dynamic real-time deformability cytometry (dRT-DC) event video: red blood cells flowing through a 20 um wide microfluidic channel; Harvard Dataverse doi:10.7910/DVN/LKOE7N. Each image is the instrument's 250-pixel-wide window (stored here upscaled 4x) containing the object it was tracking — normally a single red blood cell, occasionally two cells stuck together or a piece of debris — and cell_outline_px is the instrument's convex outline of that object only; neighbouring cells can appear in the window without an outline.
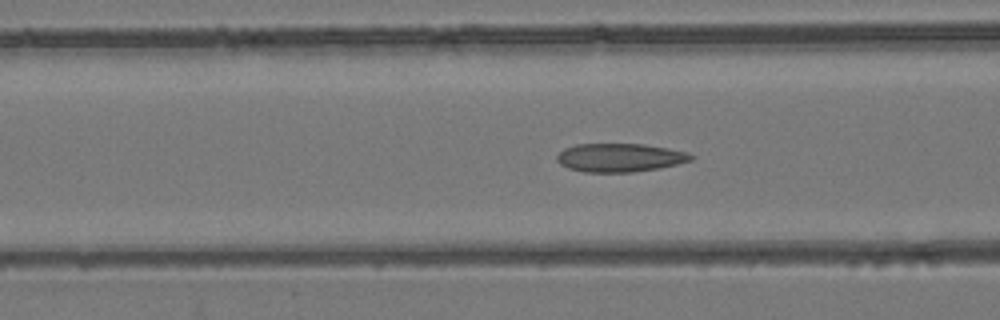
{"species": "common noctule bat (a hibernating species)", "species_latin": "Nyctalus noctula", "temperature_condition": "room temperature", "stored_images_in_passage": 48, "camera_frame_rate_fps": 3000, "um_per_image_px": 0.085, "animal": {"sex": "female", "body_mass_g": 24.6, "forearm_length_mm": 56.2}, "frame": {"image": 1, "passage_image": 16, "time_ms": 5.0, "image_size_px": [1000, 320], "cell_outline_px": [[696, 156], [692, 160], [660, 168], [632, 172], [584, 172], [568, 168], [560, 164], [556, 160], [556, 156], [564, 148], [576, 144], [644, 144], [668, 148], [688, 152]], "centroid_in_image_um": [52.69, 13.39], "position_along_channel_um": 113.9, "area_um2": 22.37}}
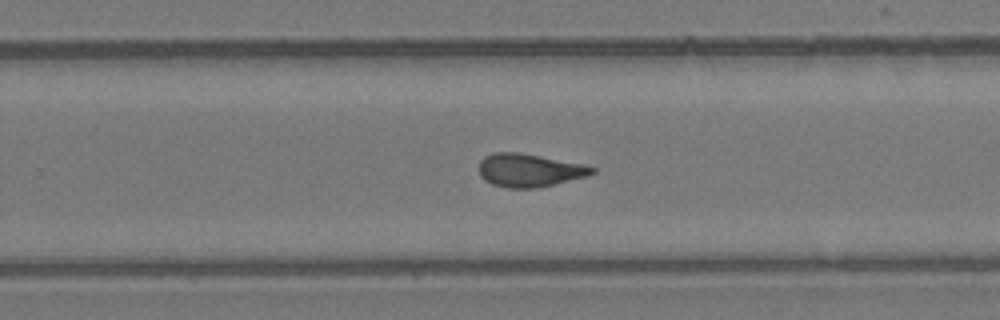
{"frame": {"image": 2, "passage_image": 29, "time_ms": 9.333, "image_size_px": [1000, 320], "cell_outline_px": [[596, 172], [588, 176], [540, 188], [508, 188], [492, 184], [484, 180], [480, 176], [480, 160], [484, 156], [492, 152], [520, 152], [584, 164], [596, 168]], "centroid_in_image_um": [45.01, 14.47], "position_along_channel_um": 284.8, "area_um2": 22.14}}
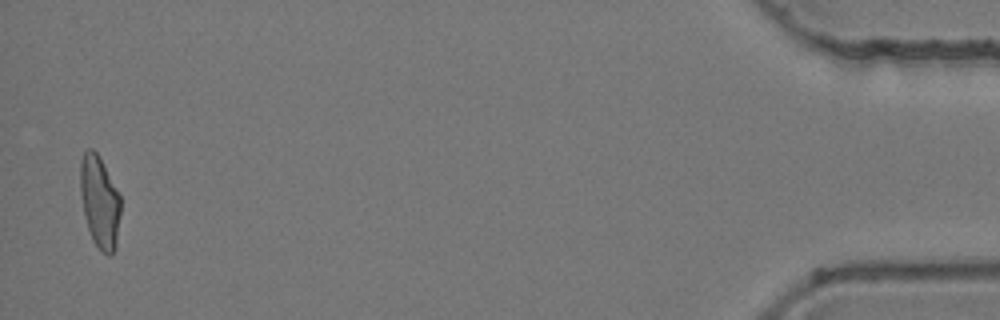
{"frame": {"image": 3, "passage_image": 47, "time_ms": 15.333, "image_size_px": [1000, 320], "cell_outline_px": [[120, 212], [116, 248], [112, 256], [108, 256], [100, 252], [92, 240], [84, 216], [80, 196], [80, 160], [84, 152], [88, 148], [92, 148], [100, 156], [120, 192]], "centroid_in_image_um": [8.47, 17.16], "position_along_channel_um": 426.7, "area_um2": 22.31}, "authors_computed_cell_mechanics": {"area_um2": 22.1663, "velocity_mm_per_s": 3.9532, "shape_relaxation_time_tau1_ms": null, "shape_relaxation_time_tau2_ms": 1.9435, "deformation_change_tau1": null, "deformation_change_tau2": 0.0824}}